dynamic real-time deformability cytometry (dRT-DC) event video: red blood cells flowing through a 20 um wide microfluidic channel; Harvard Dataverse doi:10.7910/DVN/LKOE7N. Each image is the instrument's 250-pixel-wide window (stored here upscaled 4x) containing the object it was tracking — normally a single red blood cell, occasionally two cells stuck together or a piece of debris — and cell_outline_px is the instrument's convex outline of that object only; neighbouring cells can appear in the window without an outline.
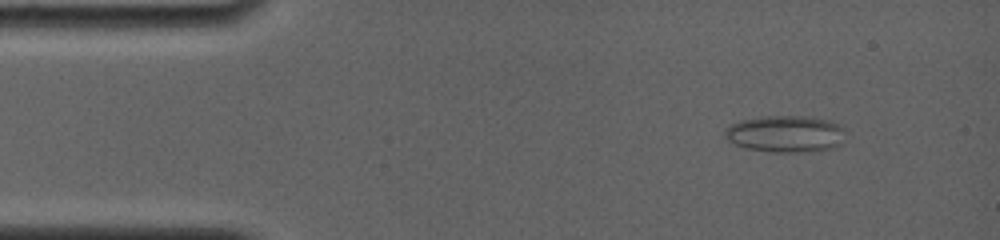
{"species": "common noctule bat (a hibernating species)", "species_latin": "Nyctalus noctula", "temperature_condition": "room temperature", "stored_images_in_passage": 5, "camera_frame_rate_fps": 4000, "um_per_image_px": 0.085, "animal": {"sex": "female", "body_mass_g": 19.0, "forearm_length_mm": 56.7}, "frame": {"image": 1, "passage_image": 2, "time_ms": 1.25, "image_size_px": [1000, 240], "cell_outline_px": [[844, 128], [840, 144], [832, 148], [796, 152], [772, 152], [748, 148], [736, 144], [728, 140], [724, 132], [724, 128], [740, 120], [768, 116], [808, 116], [832, 120], [840, 124]], "centroid_in_image_um": [66.77, 11.36], "position_along_channel_um": 18.2, "area_um2": 25.66}}
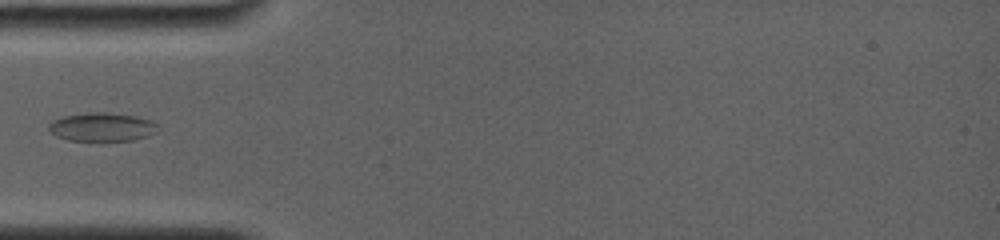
{"frame": {"image": 2, "passage_image": 5, "time_ms": 4.75, "image_size_px": [1000, 240], "cell_outline_px": [[156, 132], [148, 136], [132, 140], [100, 144], [68, 140], [56, 136], [48, 128], [48, 124], [64, 116], [96, 112], [104, 112], [132, 116], [148, 120], [156, 124]], "centroid_in_image_um": [8.64, 10.86], "position_along_channel_um": 76.4, "area_um2": 18.5}}